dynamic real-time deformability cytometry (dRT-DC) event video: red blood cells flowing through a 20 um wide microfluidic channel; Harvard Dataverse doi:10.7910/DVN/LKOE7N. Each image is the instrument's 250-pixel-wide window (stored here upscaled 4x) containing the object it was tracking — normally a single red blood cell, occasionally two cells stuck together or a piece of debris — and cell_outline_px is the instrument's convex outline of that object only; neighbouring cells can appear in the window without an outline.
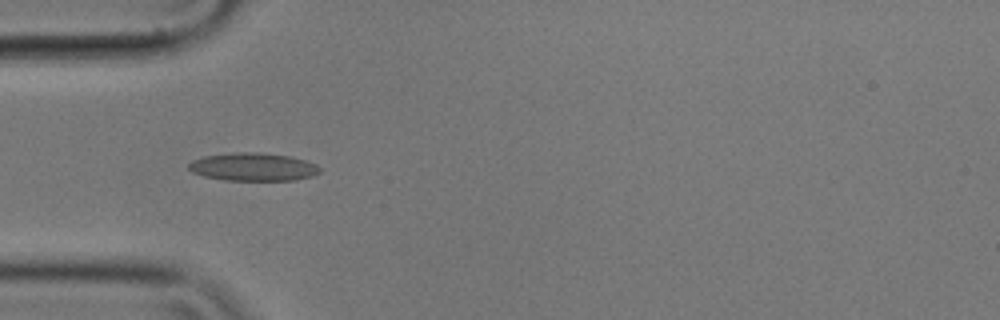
{"species": "common noctule bat (a hibernating species)", "species_latin": "Nyctalus noctula", "temperature_condition": "cold", "stored_images_in_passage": 28, "camera_frame_rate_fps": 3000, "um_per_image_px": 0.085, "animal": {"sex": "male", "body_mass_g": 17.9}, "frame": {"image": 1, "passage_image": 5, "time_ms": 1.333, "image_size_px": [1000, 320], "cell_outline_px": [[320, 172], [312, 176], [296, 180], [224, 180], [204, 176], [192, 172], [188, 168], [188, 164], [192, 160], [204, 156], [232, 152], [260, 152], [288, 156], [304, 160], [316, 164], [320, 168]], "centroid_in_image_um": [21.5, 14.18], "position_along_channel_um": 63.5, "area_um2": 21.44}}
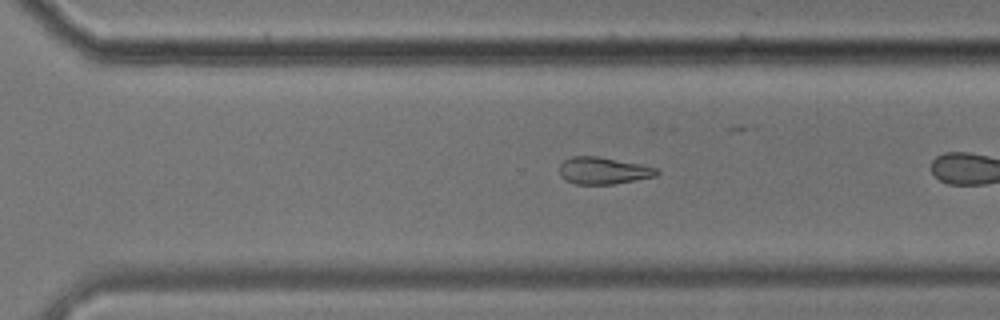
{"frame": {"image": 2, "passage_image": 24, "time_ms": 7.667, "image_size_px": [1000, 320], "cell_outline_px": [[660, 172], [656, 176], [612, 184], [576, 184], [564, 180], [560, 176], [560, 164], [564, 160], [572, 156], [596, 156], [640, 164], [656, 168]], "centroid_in_image_um": [51.24, 14.5], "position_along_channel_um": 319.4, "area_um2": 15.2}}